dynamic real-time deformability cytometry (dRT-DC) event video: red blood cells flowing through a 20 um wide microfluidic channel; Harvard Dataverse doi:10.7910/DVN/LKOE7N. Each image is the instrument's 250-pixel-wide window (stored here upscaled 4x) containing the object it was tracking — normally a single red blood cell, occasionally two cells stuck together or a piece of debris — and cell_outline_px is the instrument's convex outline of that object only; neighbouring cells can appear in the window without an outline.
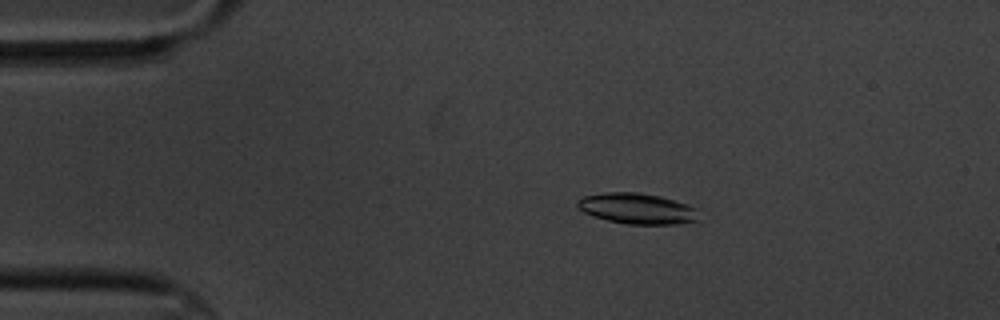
{"species": "common noctule bat (a hibernating species)", "species_latin": "Nyctalus noctula", "temperature_condition": "cold", "stored_images_in_passage": 5, "camera_frame_rate_fps": 3000, "um_per_image_px": 0.085, "animal": {"sex": "male", "body_mass_g": 20.1, "forearm_length_mm": 53.5}, "frame": {"image": 1, "passage_image": 4, "time_ms": 3.333, "image_size_px": [1000, 320], "cell_outline_px": [[700, 220], [676, 224], [628, 224], [608, 220], [584, 212], [576, 204], [576, 200], [584, 196], [608, 192], [640, 192], [660, 196], [696, 208]], "centroid_in_image_um": [54.16, 17.72], "position_along_channel_um": 30.8, "area_um2": 21.5}}